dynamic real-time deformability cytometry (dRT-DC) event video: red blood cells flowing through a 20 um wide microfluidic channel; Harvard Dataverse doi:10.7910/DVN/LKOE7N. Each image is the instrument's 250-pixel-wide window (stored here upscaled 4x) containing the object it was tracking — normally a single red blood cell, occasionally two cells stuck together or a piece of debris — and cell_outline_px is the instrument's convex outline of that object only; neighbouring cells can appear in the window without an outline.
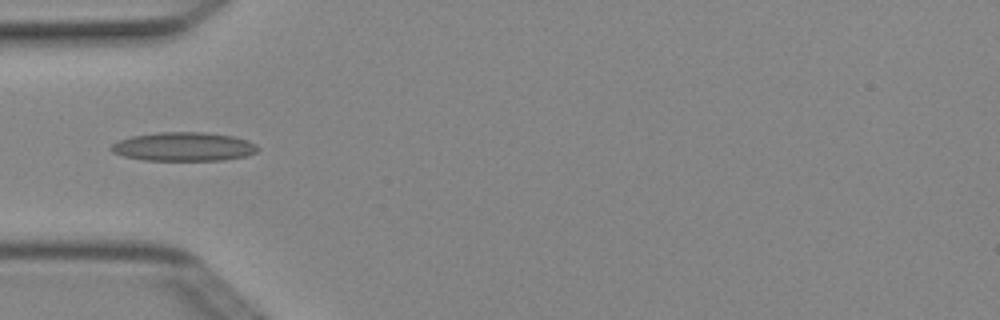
{"species": "Egyptian fruit bat (a non-hibernating species)", "species_latin": "Rousettus aegyptiacus", "temperature_condition": "cold", "stored_images_in_passage": 5, "camera_frame_rate_fps": 3000, "um_per_image_px": 0.085, "animal": {"sex": "female"}, "frame": {"image": 1, "passage_image": 5, "time_ms": 1.333, "image_size_px": [1000, 320], "cell_outline_px": [[260, 148], [256, 152], [248, 156], [224, 160], [144, 160], [124, 156], [112, 152], [108, 148], [112, 144], [120, 140], [132, 136], [156, 132], [204, 132], [232, 136], [248, 140], [256, 144]], "centroid_in_image_um": [15.63, 12.47], "position_along_channel_um": 69.4, "area_um2": 24.74}}